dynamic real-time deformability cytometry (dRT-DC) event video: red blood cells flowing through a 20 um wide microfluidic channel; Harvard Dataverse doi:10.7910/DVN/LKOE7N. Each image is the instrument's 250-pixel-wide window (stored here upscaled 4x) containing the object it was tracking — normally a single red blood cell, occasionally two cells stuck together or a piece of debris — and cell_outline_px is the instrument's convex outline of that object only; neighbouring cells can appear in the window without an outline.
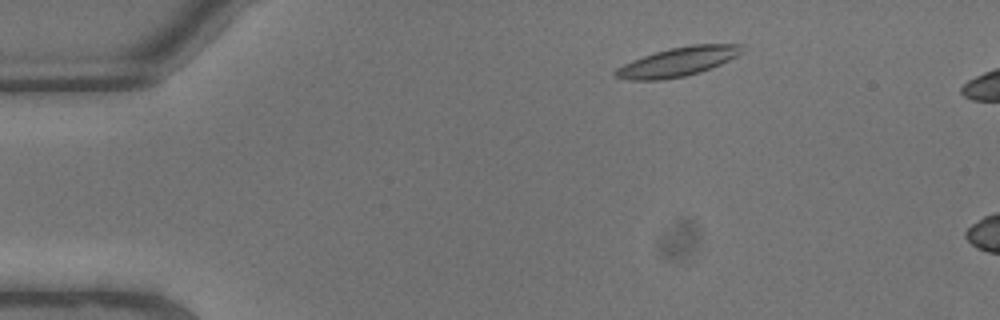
{"species": "common noctule bat (a hibernating species)", "species_latin": "Nyctalus noctula", "temperature_condition": "warm", "stored_images_in_passage": 5, "camera_frame_rate_fps": 3000, "um_per_image_px": 0.085, "animal": {"sex": "male", "body_mass_g": 13.3}, "frame": {"image": 1, "passage_image": 2, "time_ms": 0.333, "image_size_px": [1000, 320], "cell_outline_px": [[744, 44], [740, 52], [736, 56], [712, 68], [700, 72], [684, 76], [660, 80], [628, 80], [616, 76], [612, 72], [616, 68], [632, 60], [656, 52], [672, 48], [692, 44]], "centroid_in_image_um": [57.6, 5.25], "position_along_channel_um": 27.4, "area_um2": 21.15}}